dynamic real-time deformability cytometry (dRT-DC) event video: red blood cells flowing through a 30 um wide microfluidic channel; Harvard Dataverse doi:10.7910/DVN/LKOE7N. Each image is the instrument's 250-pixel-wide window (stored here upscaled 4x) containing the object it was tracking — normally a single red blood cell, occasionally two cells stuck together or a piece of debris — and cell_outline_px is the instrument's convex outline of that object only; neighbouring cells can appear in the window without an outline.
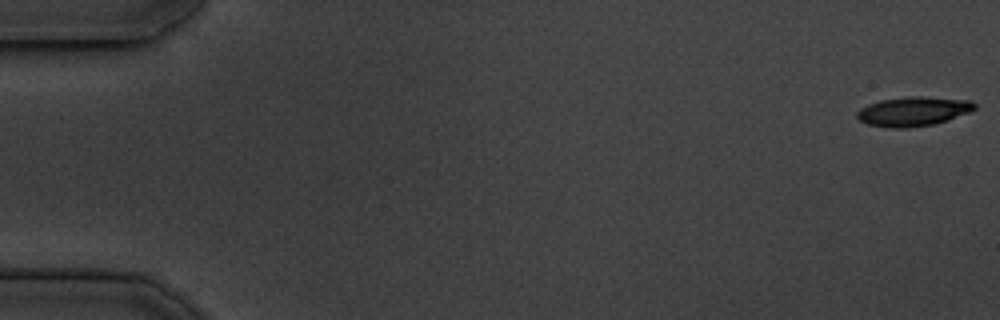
{"species": "common noctule bat (a hibernating species)", "species_latin": "Nyctalus noctula", "temperature_condition": "cold", "stored_images_in_passage": 53, "camera_frame_rate_fps": 3000, "um_per_image_px": 0.085, "animal": {"sex": "male", "body_mass_g": 19.5, "forearm_length_mm": 54.6}, "frame": {"image": 1, "passage_image": 1, "time_ms": 0.0, "image_size_px": [1000, 320], "cell_outline_px": [[976, 108], [968, 112], [948, 120], [932, 124], [904, 128], [888, 128], [868, 124], [860, 120], [856, 116], [856, 112], [860, 108], [868, 104], [880, 100], [908, 96], [924, 96], [968, 100], [976, 104]], "centroid_in_image_um": [77.59, 9.46], "position_along_channel_um": 7.4, "area_um2": 20.06}}
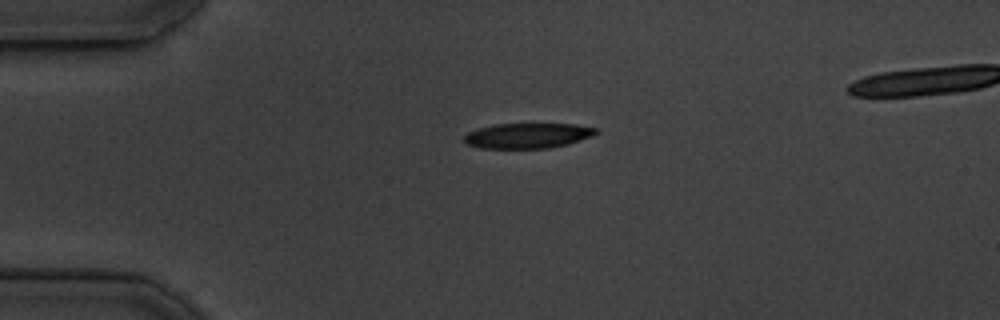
{"frame": {"image": 2, "passage_image": 13, "time_ms": 4.0, "image_size_px": [1000, 320], "cell_outline_px": [[600, 132], [592, 136], [568, 144], [548, 148], [480, 148], [468, 144], [464, 140], [464, 136], [468, 132], [480, 128], [496, 124], [576, 124], [600, 128]], "centroid_in_image_um": [44.92, 11.52], "position_along_channel_um": 40.1, "area_um2": 19.36}}
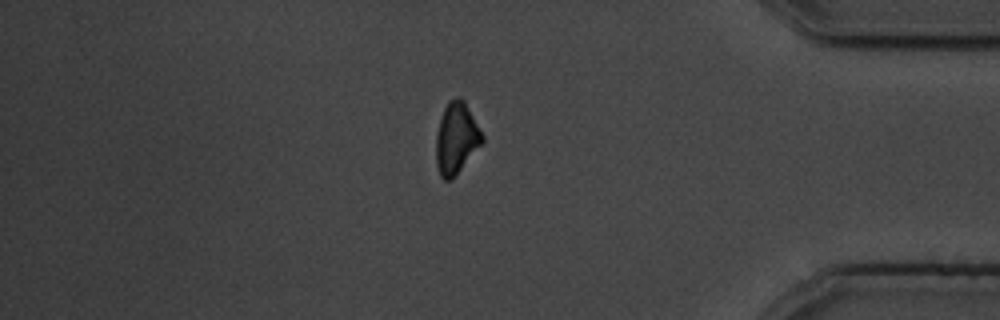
{"frame": {"image": 3, "passage_image": 46, "time_ms": 15.0, "image_size_px": [1000, 320], "cell_outline_px": [[484, 140], [452, 180], [444, 180], [440, 176], [436, 164], [436, 136], [440, 120], [444, 108], [448, 100], [456, 96], [460, 96], [464, 100], [484, 136]], "centroid_in_image_um": [38.78, 11.74], "position_along_channel_um": 396.4, "area_um2": 19.13}}